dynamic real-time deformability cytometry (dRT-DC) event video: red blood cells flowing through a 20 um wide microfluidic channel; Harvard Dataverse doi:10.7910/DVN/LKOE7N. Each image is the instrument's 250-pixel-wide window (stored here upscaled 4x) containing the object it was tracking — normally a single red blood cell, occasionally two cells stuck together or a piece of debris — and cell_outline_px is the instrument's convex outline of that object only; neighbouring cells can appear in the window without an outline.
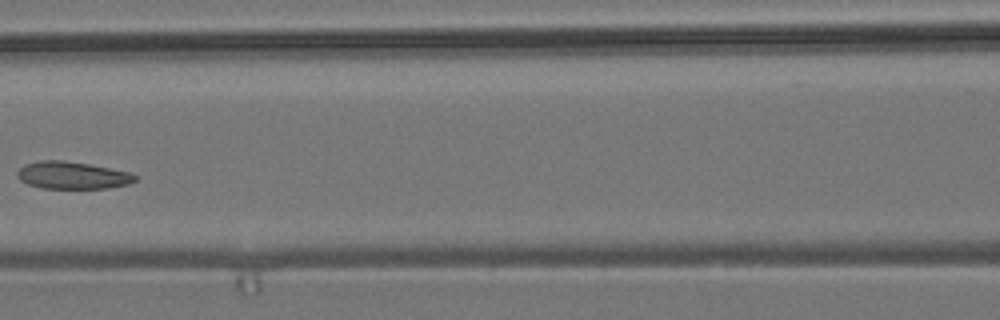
{"species": "common noctule bat (a hibernating species)", "species_latin": "Nyctalus noctula", "temperature_condition": "room temperature", "stored_images_in_passage": 7, "camera_frame_rate_fps": 3000, "um_per_image_px": 0.085, "animal": {"sex": "male", "body_mass_g": 19.2, "forearm_length_mm": 51.8}, "frame": {"image": 1, "passage_image": 6, "time_ms": 1.667, "image_size_px": [1000, 320], "cell_outline_px": [[136, 180], [128, 184], [108, 188], [40, 188], [28, 184], [20, 180], [16, 176], [16, 172], [24, 164], [40, 160], [64, 160], [88, 164], [132, 172], [136, 176]], "centroid_in_image_um": [6.13, 14.89], "position_along_channel_um": 160.5, "area_um2": 18.84}}
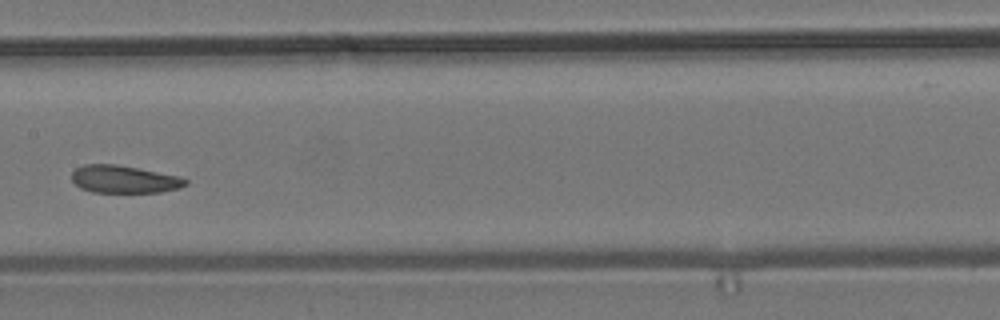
{"frame": {"image": 2, "passage_image": 7, "time_ms": 2.0, "image_size_px": [1000, 320], "cell_outline_px": [[188, 184], [180, 188], [160, 192], [92, 192], [80, 188], [72, 180], [72, 172], [76, 168], [84, 164], [116, 164], [180, 176], [188, 180]], "centroid_in_image_um": [10.56, 15.23], "position_along_channel_um": 196.8, "area_um2": 18.32}}